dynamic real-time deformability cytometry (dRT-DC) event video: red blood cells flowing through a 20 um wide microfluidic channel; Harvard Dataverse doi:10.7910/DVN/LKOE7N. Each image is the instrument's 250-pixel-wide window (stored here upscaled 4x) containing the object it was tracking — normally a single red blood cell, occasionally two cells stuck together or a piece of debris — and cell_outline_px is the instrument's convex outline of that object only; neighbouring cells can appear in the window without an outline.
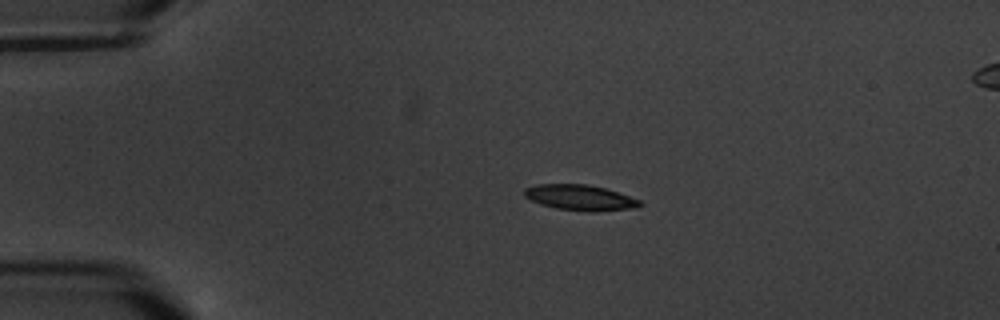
{"species": "common noctule bat (a hibernating species)", "species_latin": "Nyctalus noctula", "temperature_condition": "warm", "stored_images_in_passage": 12, "camera_frame_rate_fps": 3000, "um_per_image_px": 0.085, "animal": {"sex": "male", "body_mass_g": 20.1, "forearm_length_mm": 53.5}, "frame": {"image": 1, "passage_image": 3, "time_ms": 2.333, "image_size_px": [1000, 320], "cell_outline_px": [[644, 204], [636, 208], [596, 212], [556, 208], [540, 204], [524, 196], [524, 188], [536, 184], [588, 184], [604, 188], [640, 200]], "centroid_in_image_um": [49.31, 16.79], "position_along_channel_um": 35.7, "area_um2": 17.17}}
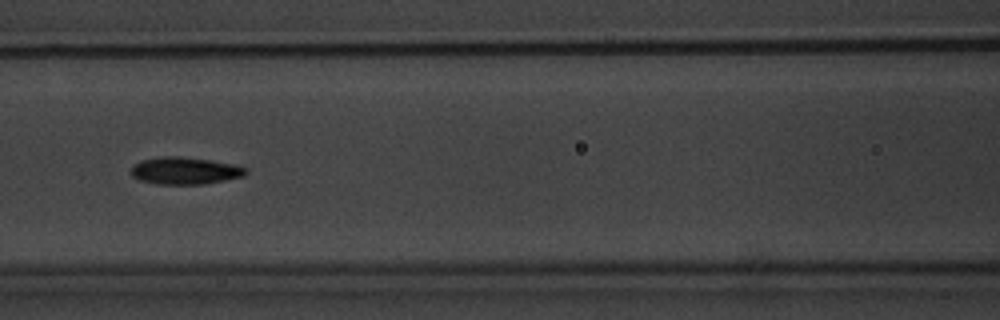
{"frame": {"image": 2, "passage_image": 7, "time_ms": 7.0, "image_size_px": [1000, 320], "cell_outline_px": [[248, 172], [244, 176], [204, 184], [160, 184], [140, 180], [132, 176], [132, 164], [140, 160], [164, 156], [176, 156], [208, 160], [232, 164], [244, 168]], "centroid_in_image_um": [15.68, 14.51], "position_along_channel_um": 150.9, "area_um2": 17.92}}
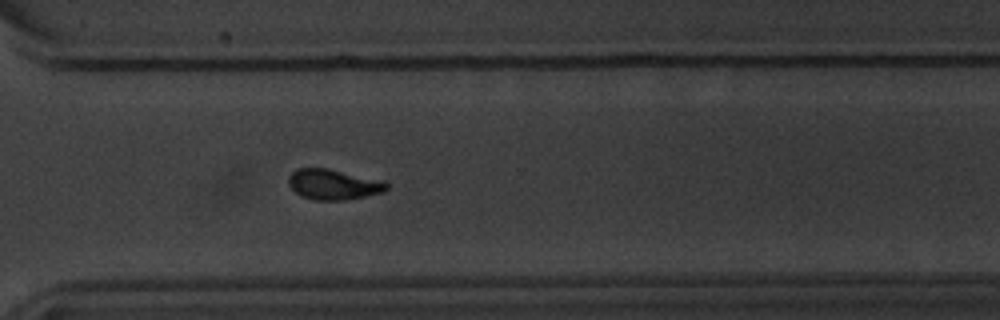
{"frame": {"image": 3, "passage_image": 12, "time_ms": 12.667, "image_size_px": [1000, 320], "cell_outline_px": [[388, 188], [384, 192], [344, 200], [312, 200], [300, 196], [288, 184], [288, 176], [296, 168], [324, 168], [384, 180], [388, 184]], "centroid_in_image_um": [28.33, 15.68], "position_along_channel_um": 342.3, "area_um2": 17.4}}